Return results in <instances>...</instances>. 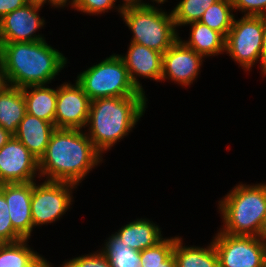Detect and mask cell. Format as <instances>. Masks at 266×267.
Returning <instances> with one entry per match:
<instances>
[{
  "label": "cell",
  "mask_w": 266,
  "mask_h": 267,
  "mask_svg": "<svg viewBox=\"0 0 266 267\" xmlns=\"http://www.w3.org/2000/svg\"><path fill=\"white\" fill-rule=\"evenodd\" d=\"M85 130L56 128L45 153L38 160L40 179L72 183L77 186L92 169L103 162Z\"/></svg>",
  "instance_id": "cell-1"
},
{
  "label": "cell",
  "mask_w": 266,
  "mask_h": 267,
  "mask_svg": "<svg viewBox=\"0 0 266 267\" xmlns=\"http://www.w3.org/2000/svg\"><path fill=\"white\" fill-rule=\"evenodd\" d=\"M0 56L6 83L18 88L47 85L69 63L46 40L0 43Z\"/></svg>",
  "instance_id": "cell-2"
},
{
  "label": "cell",
  "mask_w": 266,
  "mask_h": 267,
  "mask_svg": "<svg viewBox=\"0 0 266 267\" xmlns=\"http://www.w3.org/2000/svg\"><path fill=\"white\" fill-rule=\"evenodd\" d=\"M146 96L105 97L91 101L87 136L103 155L128 136L144 115ZM88 131V132H87Z\"/></svg>",
  "instance_id": "cell-3"
},
{
  "label": "cell",
  "mask_w": 266,
  "mask_h": 267,
  "mask_svg": "<svg viewBox=\"0 0 266 267\" xmlns=\"http://www.w3.org/2000/svg\"><path fill=\"white\" fill-rule=\"evenodd\" d=\"M218 209L223 223L219 231L261 237L266 215V183L236 184L218 201Z\"/></svg>",
  "instance_id": "cell-4"
},
{
  "label": "cell",
  "mask_w": 266,
  "mask_h": 267,
  "mask_svg": "<svg viewBox=\"0 0 266 267\" xmlns=\"http://www.w3.org/2000/svg\"><path fill=\"white\" fill-rule=\"evenodd\" d=\"M120 17L132 31L130 42L162 54L179 39L172 11L167 13L156 5L124 7Z\"/></svg>",
  "instance_id": "cell-5"
},
{
  "label": "cell",
  "mask_w": 266,
  "mask_h": 267,
  "mask_svg": "<svg viewBox=\"0 0 266 267\" xmlns=\"http://www.w3.org/2000/svg\"><path fill=\"white\" fill-rule=\"evenodd\" d=\"M76 81L91 101L105 97L146 96L132 83L119 54H112L80 72Z\"/></svg>",
  "instance_id": "cell-6"
},
{
  "label": "cell",
  "mask_w": 266,
  "mask_h": 267,
  "mask_svg": "<svg viewBox=\"0 0 266 267\" xmlns=\"http://www.w3.org/2000/svg\"><path fill=\"white\" fill-rule=\"evenodd\" d=\"M233 19L225 39V52L246 72L260 63L263 43V17L241 16Z\"/></svg>",
  "instance_id": "cell-7"
},
{
  "label": "cell",
  "mask_w": 266,
  "mask_h": 267,
  "mask_svg": "<svg viewBox=\"0 0 266 267\" xmlns=\"http://www.w3.org/2000/svg\"><path fill=\"white\" fill-rule=\"evenodd\" d=\"M33 182L31 215L34 227L55 223L66 214L73 202V190L77 185L67 182ZM37 183V184H36Z\"/></svg>",
  "instance_id": "cell-8"
},
{
  "label": "cell",
  "mask_w": 266,
  "mask_h": 267,
  "mask_svg": "<svg viewBox=\"0 0 266 267\" xmlns=\"http://www.w3.org/2000/svg\"><path fill=\"white\" fill-rule=\"evenodd\" d=\"M219 267H263L265 238L218 231L213 239Z\"/></svg>",
  "instance_id": "cell-9"
},
{
  "label": "cell",
  "mask_w": 266,
  "mask_h": 267,
  "mask_svg": "<svg viewBox=\"0 0 266 267\" xmlns=\"http://www.w3.org/2000/svg\"><path fill=\"white\" fill-rule=\"evenodd\" d=\"M91 99L82 86L75 80L74 84L64 82L57 87L56 112L54 126L59 129L86 128Z\"/></svg>",
  "instance_id": "cell-10"
},
{
  "label": "cell",
  "mask_w": 266,
  "mask_h": 267,
  "mask_svg": "<svg viewBox=\"0 0 266 267\" xmlns=\"http://www.w3.org/2000/svg\"><path fill=\"white\" fill-rule=\"evenodd\" d=\"M39 175L38 159L14 136L0 148V185L34 182Z\"/></svg>",
  "instance_id": "cell-11"
},
{
  "label": "cell",
  "mask_w": 266,
  "mask_h": 267,
  "mask_svg": "<svg viewBox=\"0 0 266 267\" xmlns=\"http://www.w3.org/2000/svg\"><path fill=\"white\" fill-rule=\"evenodd\" d=\"M44 4L29 2L24 7L6 14L0 19V43L35 42L45 40L36 31L44 28L45 20L40 17Z\"/></svg>",
  "instance_id": "cell-12"
},
{
  "label": "cell",
  "mask_w": 266,
  "mask_h": 267,
  "mask_svg": "<svg viewBox=\"0 0 266 267\" xmlns=\"http://www.w3.org/2000/svg\"><path fill=\"white\" fill-rule=\"evenodd\" d=\"M204 57L178 39L163 53L161 82L170 80L184 88L200 74Z\"/></svg>",
  "instance_id": "cell-13"
},
{
  "label": "cell",
  "mask_w": 266,
  "mask_h": 267,
  "mask_svg": "<svg viewBox=\"0 0 266 267\" xmlns=\"http://www.w3.org/2000/svg\"><path fill=\"white\" fill-rule=\"evenodd\" d=\"M0 192L8 204L13 228L24 238L30 239L33 231L31 197L33 182L1 184Z\"/></svg>",
  "instance_id": "cell-14"
},
{
  "label": "cell",
  "mask_w": 266,
  "mask_h": 267,
  "mask_svg": "<svg viewBox=\"0 0 266 267\" xmlns=\"http://www.w3.org/2000/svg\"><path fill=\"white\" fill-rule=\"evenodd\" d=\"M126 54H119L125 63L129 77L138 90L145 93L138 77L160 82L163 54L146 46L130 42Z\"/></svg>",
  "instance_id": "cell-15"
},
{
  "label": "cell",
  "mask_w": 266,
  "mask_h": 267,
  "mask_svg": "<svg viewBox=\"0 0 266 267\" xmlns=\"http://www.w3.org/2000/svg\"><path fill=\"white\" fill-rule=\"evenodd\" d=\"M55 129L53 123L25 113L14 137L39 160L45 153L50 136Z\"/></svg>",
  "instance_id": "cell-16"
},
{
  "label": "cell",
  "mask_w": 266,
  "mask_h": 267,
  "mask_svg": "<svg viewBox=\"0 0 266 267\" xmlns=\"http://www.w3.org/2000/svg\"><path fill=\"white\" fill-rule=\"evenodd\" d=\"M160 226L147 218H138L115 232L133 250L142 251L163 239Z\"/></svg>",
  "instance_id": "cell-17"
},
{
  "label": "cell",
  "mask_w": 266,
  "mask_h": 267,
  "mask_svg": "<svg viewBox=\"0 0 266 267\" xmlns=\"http://www.w3.org/2000/svg\"><path fill=\"white\" fill-rule=\"evenodd\" d=\"M25 113L22 88L6 84L0 90V126L14 135Z\"/></svg>",
  "instance_id": "cell-18"
},
{
  "label": "cell",
  "mask_w": 266,
  "mask_h": 267,
  "mask_svg": "<svg viewBox=\"0 0 266 267\" xmlns=\"http://www.w3.org/2000/svg\"><path fill=\"white\" fill-rule=\"evenodd\" d=\"M190 27V35L188 40L179 39L189 48L201 54L204 58L210 56H218L225 52V37L208 27L207 25L198 22L190 23L186 26Z\"/></svg>",
  "instance_id": "cell-19"
},
{
  "label": "cell",
  "mask_w": 266,
  "mask_h": 267,
  "mask_svg": "<svg viewBox=\"0 0 266 267\" xmlns=\"http://www.w3.org/2000/svg\"><path fill=\"white\" fill-rule=\"evenodd\" d=\"M26 102V113L54 124L57 88L48 85L22 88Z\"/></svg>",
  "instance_id": "cell-20"
},
{
  "label": "cell",
  "mask_w": 266,
  "mask_h": 267,
  "mask_svg": "<svg viewBox=\"0 0 266 267\" xmlns=\"http://www.w3.org/2000/svg\"><path fill=\"white\" fill-rule=\"evenodd\" d=\"M182 237L175 236L173 255L176 267H219L216 249L211 241L207 246H183Z\"/></svg>",
  "instance_id": "cell-21"
},
{
  "label": "cell",
  "mask_w": 266,
  "mask_h": 267,
  "mask_svg": "<svg viewBox=\"0 0 266 267\" xmlns=\"http://www.w3.org/2000/svg\"><path fill=\"white\" fill-rule=\"evenodd\" d=\"M100 251L106 256L111 267H142L140 251L126 245L116 233L105 240Z\"/></svg>",
  "instance_id": "cell-22"
},
{
  "label": "cell",
  "mask_w": 266,
  "mask_h": 267,
  "mask_svg": "<svg viewBox=\"0 0 266 267\" xmlns=\"http://www.w3.org/2000/svg\"><path fill=\"white\" fill-rule=\"evenodd\" d=\"M233 11L231 0H218L205 10L200 22L226 38L235 17Z\"/></svg>",
  "instance_id": "cell-23"
},
{
  "label": "cell",
  "mask_w": 266,
  "mask_h": 267,
  "mask_svg": "<svg viewBox=\"0 0 266 267\" xmlns=\"http://www.w3.org/2000/svg\"><path fill=\"white\" fill-rule=\"evenodd\" d=\"M28 240L0 243V267H27L39 255L29 247Z\"/></svg>",
  "instance_id": "cell-24"
},
{
  "label": "cell",
  "mask_w": 266,
  "mask_h": 267,
  "mask_svg": "<svg viewBox=\"0 0 266 267\" xmlns=\"http://www.w3.org/2000/svg\"><path fill=\"white\" fill-rule=\"evenodd\" d=\"M216 1L218 0H180L172 10L176 29L200 21L205 10Z\"/></svg>",
  "instance_id": "cell-25"
},
{
  "label": "cell",
  "mask_w": 266,
  "mask_h": 267,
  "mask_svg": "<svg viewBox=\"0 0 266 267\" xmlns=\"http://www.w3.org/2000/svg\"><path fill=\"white\" fill-rule=\"evenodd\" d=\"M175 245V237L163 238L156 245L140 251V264L142 267L162 266L172 253Z\"/></svg>",
  "instance_id": "cell-26"
},
{
  "label": "cell",
  "mask_w": 266,
  "mask_h": 267,
  "mask_svg": "<svg viewBox=\"0 0 266 267\" xmlns=\"http://www.w3.org/2000/svg\"><path fill=\"white\" fill-rule=\"evenodd\" d=\"M117 0H75L71 7L74 8V10H77L79 12H83L84 14L90 15H98L105 12H108V10L117 9L119 15H121L122 12V6L118 4L116 5Z\"/></svg>",
  "instance_id": "cell-27"
},
{
  "label": "cell",
  "mask_w": 266,
  "mask_h": 267,
  "mask_svg": "<svg viewBox=\"0 0 266 267\" xmlns=\"http://www.w3.org/2000/svg\"><path fill=\"white\" fill-rule=\"evenodd\" d=\"M24 239L12 226L8 204L0 192V243H13Z\"/></svg>",
  "instance_id": "cell-28"
},
{
  "label": "cell",
  "mask_w": 266,
  "mask_h": 267,
  "mask_svg": "<svg viewBox=\"0 0 266 267\" xmlns=\"http://www.w3.org/2000/svg\"><path fill=\"white\" fill-rule=\"evenodd\" d=\"M234 12L241 11L243 16L266 15V0H231Z\"/></svg>",
  "instance_id": "cell-29"
},
{
  "label": "cell",
  "mask_w": 266,
  "mask_h": 267,
  "mask_svg": "<svg viewBox=\"0 0 266 267\" xmlns=\"http://www.w3.org/2000/svg\"><path fill=\"white\" fill-rule=\"evenodd\" d=\"M80 267H111L106 256L99 250L73 258Z\"/></svg>",
  "instance_id": "cell-30"
},
{
  "label": "cell",
  "mask_w": 266,
  "mask_h": 267,
  "mask_svg": "<svg viewBox=\"0 0 266 267\" xmlns=\"http://www.w3.org/2000/svg\"><path fill=\"white\" fill-rule=\"evenodd\" d=\"M28 3V0H0V19L14 10L24 7Z\"/></svg>",
  "instance_id": "cell-31"
},
{
  "label": "cell",
  "mask_w": 266,
  "mask_h": 267,
  "mask_svg": "<svg viewBox=\"0 0 266 267\" xmlns=\"http://www.w3.org/2000/svg\"><path fill=\"white\" fill-rule=\"evenodd\" d=\"M263 43H262V52L260 56V68L261 74L266 75V15H263Z\"/></svg>",
  "instance_id": "cell-32"
},
{
  "label": "cell",
  "mask_w": 266,
  "mask_h": 267,
  "mask_svg": "<svg viewBox=\"0 0 266 267\" xmlns=\"http://www.w3.org/2000/svg\"><path fill=\"white\" fill-rule=\"evenodd\" d=\"M120 5L122 6V8H124L127 6H145L151 4L148 2L145 3L143 0H122V3L120 2Z\"/></svg>",
  "instance_id": "cell-33"
},
{
  "label": "cell",
  "mask_w": 266,
  "mask_h": 267,
  "mask_svg": "<svg viewBox=\"0 0 266 267\" xmlns=\"http://www.w3.org/2000/svg\"><path fill=\"white\" fill-rule=\"evenodd\" d=\"M14 135L0 126V148L3 147Z\"/></svg>",
  "instance_id": "cell-34"
},
{
  "label": "cell",
  "mask_w": 266,
  "mask_h": 267,
  "mask_svg": "<svg viewBox=\"0 0 266 267\" xmlns=\"http://www.w3.org/2000/svg\"><path fill=\"white\" fill-rule=\"evenodd\" d=\"M45 267H53V265L51 262L49 263V261L45 259ZM58 267H80V265L72 258L68 261L63 262L62 265Z\"/></svg>",
  "instance_id": "cell-35"
},
{
  "label": "cell",
  "mask_w": 266,
  "mask_h": 267,
  "mask_svg": "<svg viewBox=\"0 0 266 267\" xmlns=\"http://www.w3.org/2000/svg\"><path fill=\"white\" fill-rule=\"evenodd\" d=\"M74 1L75 0H52V7L61 9L64 8L65 6L68 7V5L71 6Z\"/></svg>",
  "instance_id": "cell-36"
},
{
  "label": "cell",
  "mask_w": 266,
  "mask_h": 267,
  "mask_svg": "<svg viewBox=\"0 0 266 267\" xmlns=\"http://www.w3.org/2000/svg\"><path fill=\"white\" fill-rule=\"evenodd\" d=\"M27 267H45V258L39 254Z\"/></svg>",
  "instance_id": "cell-37"
},
{
  "label": "cell",
  "mask_w": 266,
  "mask_h": 267,
  "mask_svg": "<svg viewBox=\"0 0 266 267\" xmlns=\"http://www.w3.org/2000/svg\"><path fill=\"white\" fill-rule=\"evenodd\" d=\"M155 267H176V261L173 253L165 261L162 262V266Z\"/></svg>",
  "instance_id": "cell-38"
},
{
  "label": "cell",
  "mask_w": 266,
  "mask_h": 267,
  "mask_svg": "<svg viewBox=\"0 0 266 267\" xmlns=\"http://www.w3.org/2000/svg\"><path fill=\"white\" fill-rule=\"evenodd\" d=\"M6 80L4 76L3 62L0 56V90L6 85Z\"/></svg>",
  "instance_id": "cell-39"
},
{
  "label": "cell",
  "mask_w": 266,
  "mask_h": 267,
  "mask_svg": "<svg viewBox=\"0 0 266 267\" xmlns=\"http://www.w3.org/2000/svg\"><path fill=\"white\" fill-rule=\"evenodd\" d=\"M261 237L262 238H266V215H265V219L263 222V227L261 229Z\"/></svg>",
  "instance_id": "cell-40"
},
{
  "label": "cell",
  "mask_w": 266,
  "mask_h": 267,
  "mask_svg": "<svg viewBox=\"0 0 266 267\" xmlns=\"http://www.w3.org/2000/svg\"><path fill=\"white\" fill-rule=\"evenodd\" d=\"M29 2H36V3H41V4H45V3H49L50 6H52V0H28Z\"/></svg>",
  "instance_id": "cell-41"
},
{
  "label": "cell",
  "mask_w": 266,
  "mask_h": 267,
  "mask_svg": "<svg viewBox=\"0 0 266 267\" xmlns=\"http://www.w3.org/2000/svg\"><path fill=\"white\" fill-rule=\"evenodd\" d=\"M263 267H266V238H265V247H264V255H263Z\"/></svg>",
  "instance_id": "cell-42"
},
{
  "label": "cell",
  "mask_w": 266,
  "mask_h": 267,
  "mask_svg": "<svg viewBox=\"0 0 266 267\" xmlns=\"http://www.w3.org/2000/svg\"><path fill=\"white\" fill-rule=\"evenodd\" d=\"M151 2H153V4L151 3V5H155L154 4V2L156 3V4H159V6H160V4H164V2H168L167 0H150Z\"/></svg>",
  "instance_id": "cell-43"
}]
</instances>
